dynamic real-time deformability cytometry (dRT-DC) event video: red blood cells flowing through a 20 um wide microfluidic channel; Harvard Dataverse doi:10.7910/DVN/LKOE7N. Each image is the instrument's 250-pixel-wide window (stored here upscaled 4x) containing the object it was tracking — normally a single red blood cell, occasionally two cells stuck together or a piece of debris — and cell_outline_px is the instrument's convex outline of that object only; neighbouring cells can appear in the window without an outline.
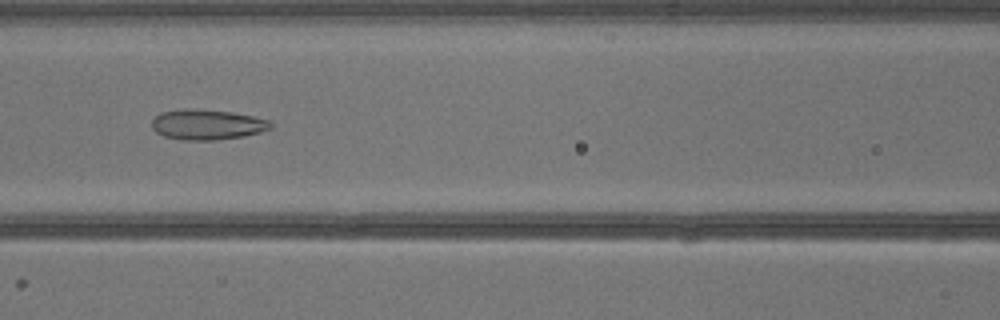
{"species": "common noctule bat (a hibernating species)", "species_latin": "Nyctalus noctula", "temperature_condition": "warm", "stored_images_in_passage": 41, "camera_frame_rate_fps": 3000, "um_per_image_px": 0.085, "animal": {"sex": "male", "body_mass_g": 13.3}, "frame": {"image": 1, "passage_image": 18, "time_ms": 5.667, "image_size_px": [1000, 320], "cell_outline_px": [[276, 124], [272, 128], [260, 132], [244, 136], [216, 140], [180, 140], [164, 136], [156, 132], [152, 128], [152, 120], [160, 112], [184, 108], [192, 108], [232, 112], [252, 116], [268, 120]], "centroid_in_image_um": [17.61, 10.58], "position_along_channel_um": 149.0, "area_um2": 21.21}}
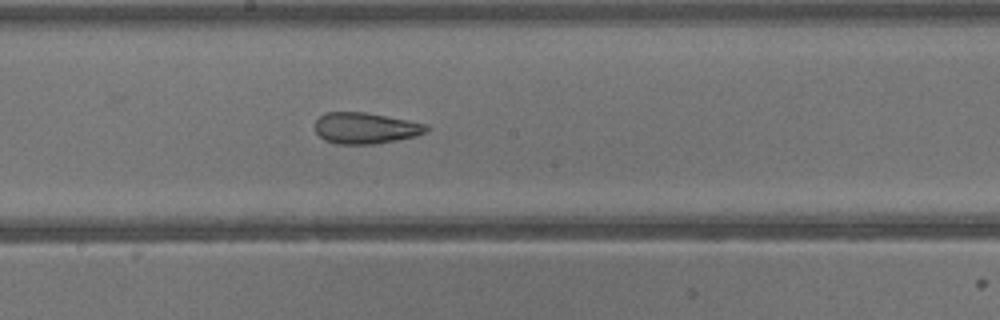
{"frame": {"image": 2, "passage_image": 22, "time_ms": 7.0, "image_size_px": [1000, 320], "cell_outline_px": [[432, 128], [428, 132], [416, 136], [376, 144], [336, 144], [324, 140], [316, 132], [316, 120], [320, 116], [328, 112], [364, 112], [408, 120], [428, 124]], "centroid_in_image_um": [31.12, 10.9], "position_along_channel_um": 217.1, "area_um2": 20.35}}
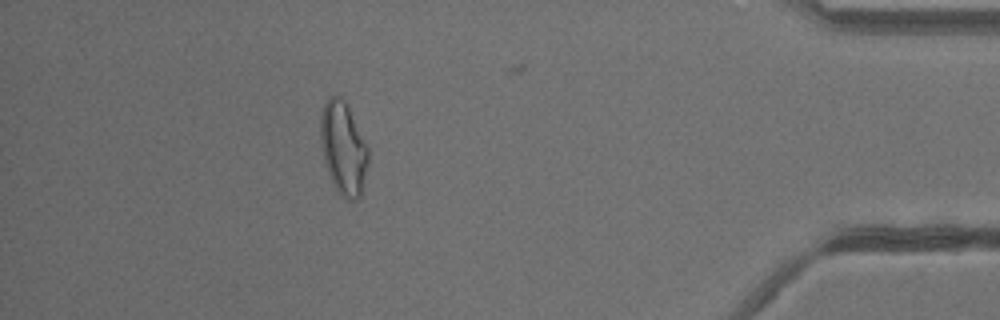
{"frame": {"image": 3, "passage_image": 36, "time_ms": 11.667, "image_size_px": [1000, 320], "cell_outline_px": [[368, 164], [360, 196], [356, 200], [348, 200], [340, 196], [324, 164], [320, 140], [320, 112], [328, 96], [340, 96], [348, 104], [368, 148]], "centroid_in_image_um": [29.16, 12.57], "position_along_channel_um": 406.0, "area_um2": 26.01}}